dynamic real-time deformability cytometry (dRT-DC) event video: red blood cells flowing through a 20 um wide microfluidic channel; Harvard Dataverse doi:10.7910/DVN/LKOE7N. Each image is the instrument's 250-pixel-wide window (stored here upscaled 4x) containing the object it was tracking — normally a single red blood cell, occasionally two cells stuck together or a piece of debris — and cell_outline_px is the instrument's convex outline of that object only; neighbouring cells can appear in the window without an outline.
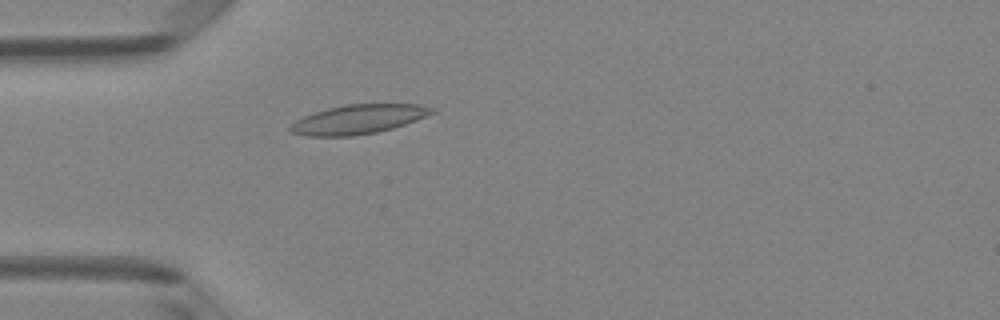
{"species": "Egyptian fruit bat (a non-hibernating species)", "species_latin": "Rousettus aegyptiacus", "temperature_condition": "room temperature", "stored_images_in_passage": 42, "camera_frame_rate_fps": 3000, "um_per_image_px": 0.085, "animal": {"sex": "female"}, "frame": {"image": 1, "passage_image": 7, "time_ms": 2.0, "image_size_px": [1000, 320], "cell_outline_px": [[436, 112], [416, 120], [392, 128], [376, 132], [352, 136], [308, 136], [292, 132], [288, 128], [296, 120], [304, 116], [328, 108], [344, 104], [420, 104], [436, 108]], "centroid_in_image_um": [30.49, 10.13], "position_along_channel_um": 54.5, "area_um2": 23.99}}
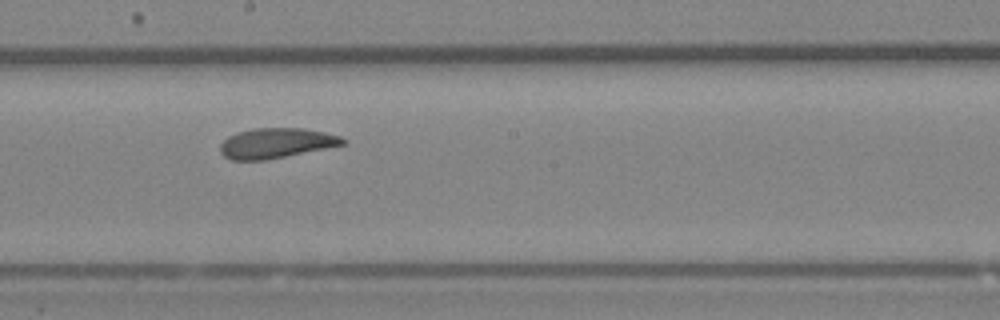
{"frame": {"image": 2, "passage_image": 20, "time_ms": 6.333, "image_size_px": [1000, 320], "cell_outline_px": [[348, 140], [344, 144], [268, 160], [232, 160], [224, 156], [220, 152], [220, 144], [228, 136], [236, 132], [252, 128], [300, 128], [324, 132], [340, 136]], "centroid_in_image_um": [23.44, 12.16], "position_along_channel_um": 224.8, "area_um2": 21.5}}
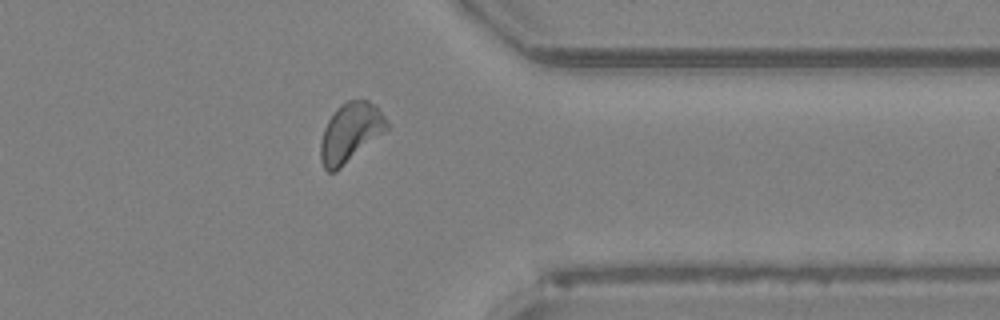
{"frame": {"image": 3, "passage_image": 32, "time_ms": 10.333, "image_size_px": [1000, 320], "cell_outline_px": [[388, 128], [336, 172], [328, 172], [324, 168], [320, 160], [320, 140], [324, 128], [328, 120], [336, 108], [340, 104], [348, 100], [368, 100], [376, 104], [388, 120]], "centroid_in_image_um": [29.76, 11.25], "position_along_channel_um": 381.6, "area_um2": 22.89}, "authors_computed_cell_mechanics": {"area_um2": 21.9929, "velocity_mm_per_s": 4.1144, "shape_relaxation_time_tau1_ms": 9.9036, "shape_relaxation_time_tau2_ms": 2.6801, "deformation_change_tau1": 0.2083, "deformation_change_tau2": 0.0907}}